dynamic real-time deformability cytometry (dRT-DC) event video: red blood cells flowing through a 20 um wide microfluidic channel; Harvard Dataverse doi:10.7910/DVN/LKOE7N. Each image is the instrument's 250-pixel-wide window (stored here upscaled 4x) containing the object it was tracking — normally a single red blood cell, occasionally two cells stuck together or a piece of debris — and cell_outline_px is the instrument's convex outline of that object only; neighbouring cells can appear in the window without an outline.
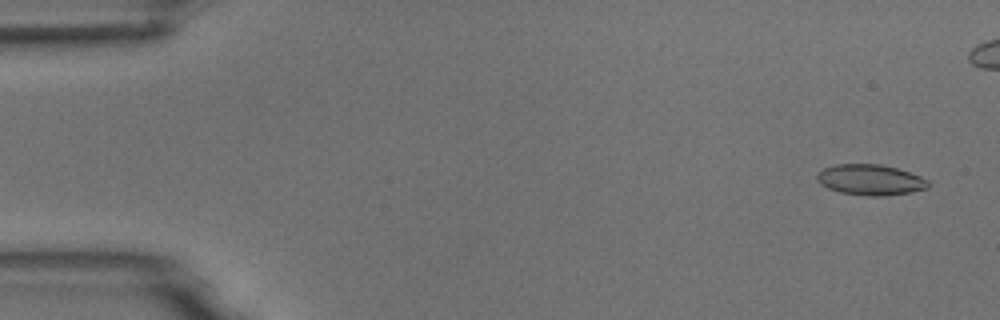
{"species": "common noctule bat (a hibernating species)", "species_latin": "Nyctalus noctula", "temperature_condition": "room temperature", "stored_images_in_passage": 3, "camera_frame_rate_fps": 3000, "um_per_image_px": 0.085, "animal": {"sex": "male", "body_mass_g": 18.8}, "frame": {"image": 1, "passage_image": 1, "time_ms": 0.0, "image_size_px": [1000, 320], "cell_outline_px": [[928, 188], [912, 192], [884, 196], [868, 196], [840, 192], [828, 188], [820, 184], [816, 180], [816, 176], [824, 168], [836, 164], [880, 164], [896, 168], [920, 176], [928, 180]], "centroid_in_image_um": [73.97, 15.29], "position_along_channel_um": 11.0, "area_um2": 19.83}}